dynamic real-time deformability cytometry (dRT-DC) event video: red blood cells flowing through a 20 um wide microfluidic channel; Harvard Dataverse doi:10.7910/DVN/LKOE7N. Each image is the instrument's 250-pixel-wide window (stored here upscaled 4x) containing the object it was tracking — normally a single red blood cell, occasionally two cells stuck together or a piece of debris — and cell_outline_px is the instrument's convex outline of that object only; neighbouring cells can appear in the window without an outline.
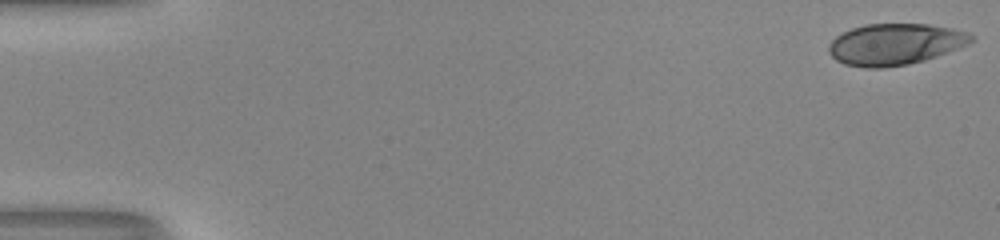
{"species": "human", "species_latin": "Homo sapiens", "temperature_condition": "room temperature", "stored_images_in_passage": 52, "camera_frame_rate_fps": 3000, "um_per_image_px": 0.085, "donor": {"sex": "male"}, "frame": {"image": 1, "passage_image": 1, "time_ms": 0.0, "image_size_px": [1000, 240], "cell_outline_px": [[976, 40], [968, 44], [936, 56], [924, 60], [908, 64], [880, 68], [864, 68], [844, 64], [836, 60], [828, 52], [828, 44], [836, 36], [852, 28], [864, 24], [928, 24], [952, 28], [968, 32], [976, 36]], "centroid_in_image_um": [76.08, 3.75], "position_along_channel_um": 8.9, "area_um2": 34.45}}
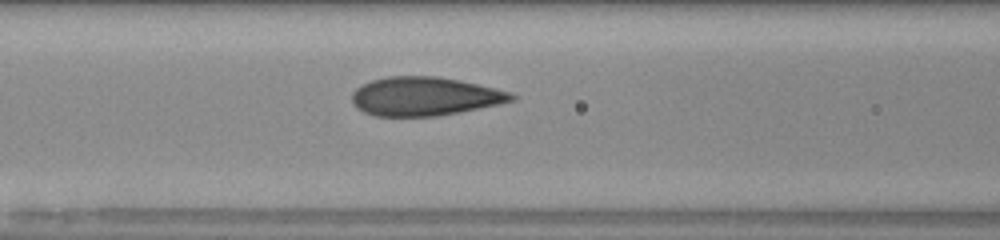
{"frame": {"image": 2, "passage_image": 23, "time_ms": 7.333, "image_size_px": [1000, 240], "cell_outline_px": [[516, 100], [500, 104], [460, 112], [436, 116], [376, 116], [364, 112], [356, 108], [352, 100], [352, 92], [356, 88], [372, 80], [388, 76], [436, 76], [460, 80], [512, 92], [516, 96]], "centroid_in_image_um": [36.12, 8.19], "position_along_channel_um": 130.5, "area_um2": 36.07}}
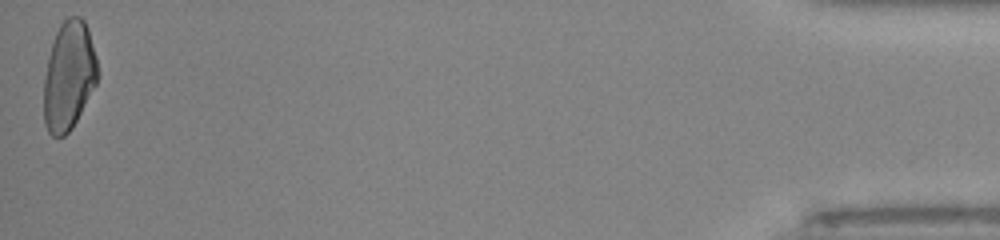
{"frame": {"image": 3, "passage_image": 52, "time_ms": 17.0, "image_size_px": [1000, 240], "cell_outline_px": [[96, 84], [72, 128], [64, 136], [52, 136], [48, 132], [44, 124], [44, 76], [48, 56], [52, 40], [60, 24], [68, 16], [80, 16], [84, 20], [88, 28], [96, 56]], "centroid_in_image_um": [5.82, 6.43], "position_along_channel_um": 429.4, "area_um2": 34.04}, "authors_computed_cell_mechanics": {"area_um2": 35.1135, "velocity_mm_per_s": 4.0793, "shape_relaxation_time_tau1_ms": 8.3326, "shape_relaxation_time_tau2_ms": 0.6911, "deformation_change_tau1": 0.2319, "deformation_change_tau2": 0.058}}